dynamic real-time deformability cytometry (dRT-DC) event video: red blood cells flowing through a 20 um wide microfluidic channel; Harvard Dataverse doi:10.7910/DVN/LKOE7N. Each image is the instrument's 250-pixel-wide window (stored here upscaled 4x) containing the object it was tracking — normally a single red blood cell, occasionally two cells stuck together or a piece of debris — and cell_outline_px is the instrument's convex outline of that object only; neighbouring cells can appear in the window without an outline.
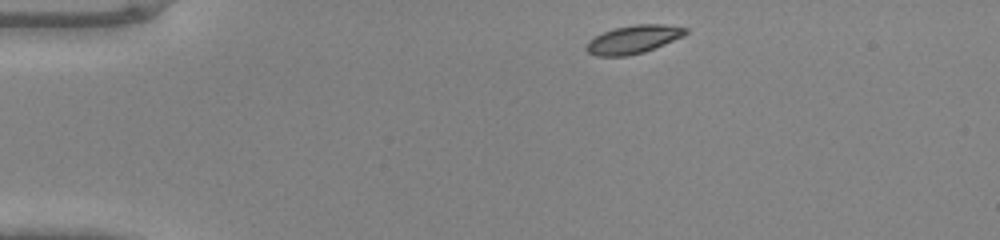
{"species": "common noctule bat (a hibernating species)", "species_latin": "Nyctalus noctula", "temperature_condition": "warm", "stored_images_in_passage": 40, "camera_frame_rate_fps": 3000, "um_per_image_px": 0.085, "animal": {"sex": "male", "body_mass_g": 20.0, "forearm_length_mm": 53.3}, "frame": {"image": 1, "passage_image": 1, "time_ms": 0.0, "image_size_px": [1000, 240], "cell_outline_px": [[688, 32], [684, 36], [644, 52], [628, 56], [596, 56], [588, 52], [584, 48], [588, 40], [604, 32], [616, 28], [636, 24], [664, 24], [688, 28]], "centroid_in_image_um": [53.84, 3.35], "position_along_channel_um": 31.2, "area_um2": 16.3}}
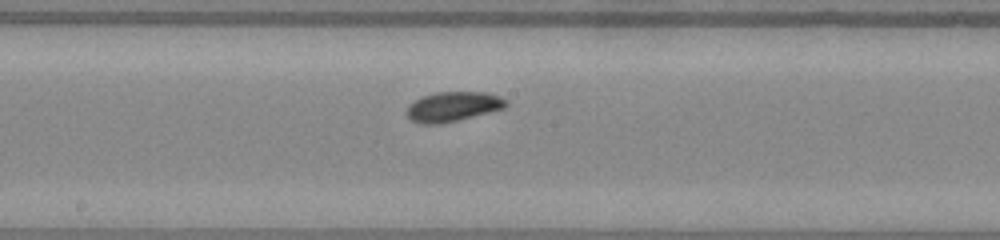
{"frame": {"image": 2, "passage_image": 18, "time_ms": 5.667, "image_size_px": [1000, 240], "cell_outline_px": [[508, 104], [504, 108], [460, 120], [440, 124], [420, 124], [412, 120], [404, 112], [408, 104], [424, 96], [436, 92], [484, 92], [500, 96], [508, 100]], "centroid_in_image_um": [38.49, 9.07], "position_along_channel_um": 209.7, "area_um2": 17.34}}
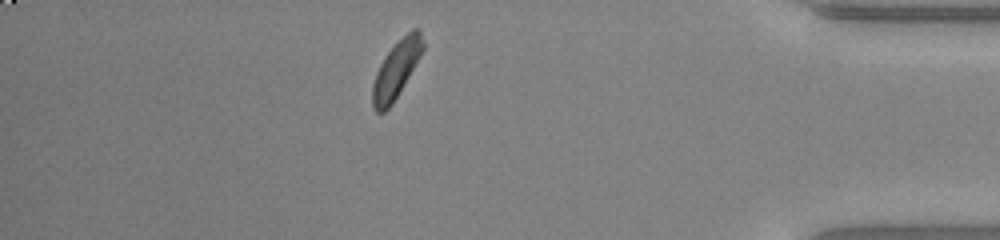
{"frame": {"image": 3, "passage_image": 34, "time_ms": 11.0, "image_size_px": [1000, 240], "cell_outline_px": [[424, 48], [420, 56], [392, 104], [384, 112], [376, 112], [372, 108], [372, 84], [376, 72], [384, 56], [412, 28], [416, 28], [420, 32], [424, 44]], "centroid_in_image_um": [33.65, 5.94], "position_along_channel_um": 401.6, "area_um2": 16.36}}